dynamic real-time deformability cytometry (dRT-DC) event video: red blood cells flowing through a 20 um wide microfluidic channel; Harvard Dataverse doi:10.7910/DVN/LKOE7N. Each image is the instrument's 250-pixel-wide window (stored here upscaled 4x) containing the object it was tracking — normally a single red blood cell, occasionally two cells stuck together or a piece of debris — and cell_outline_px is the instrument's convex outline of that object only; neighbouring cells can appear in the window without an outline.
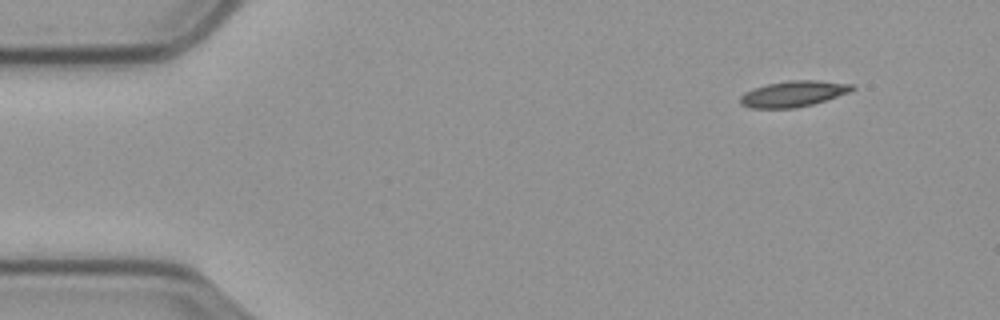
{"species": "common noctule bat (a hibernating species)", "species_latin": "Nyctalus noctula", "temperature_condition": "cold", "stored_images_in_passage": 11, "camera_frame_rate_fps": 3000, "um_per_image_px": 0.085, "animal": {"sex": "male", "body_mass_g": 23.1, "forearm_length_mm": 52.7}, "frame": {"image": 1, "passage_image": 1, "time_ms": 0.0, "image_size_px": [1000, 320], "cell_outline_px": [[856, 88], [848, 92], [812, 104], [796, 108], [752, 108], [740, 104], [740, 96], [744, 92], [752, 88], [768, 84], [788, 80], [816, 80], [852, 84]], "centroid_in_image_um": [67.39, 7.97], "position_along_channel_um": 17.6, "area_um2": 16.76}}